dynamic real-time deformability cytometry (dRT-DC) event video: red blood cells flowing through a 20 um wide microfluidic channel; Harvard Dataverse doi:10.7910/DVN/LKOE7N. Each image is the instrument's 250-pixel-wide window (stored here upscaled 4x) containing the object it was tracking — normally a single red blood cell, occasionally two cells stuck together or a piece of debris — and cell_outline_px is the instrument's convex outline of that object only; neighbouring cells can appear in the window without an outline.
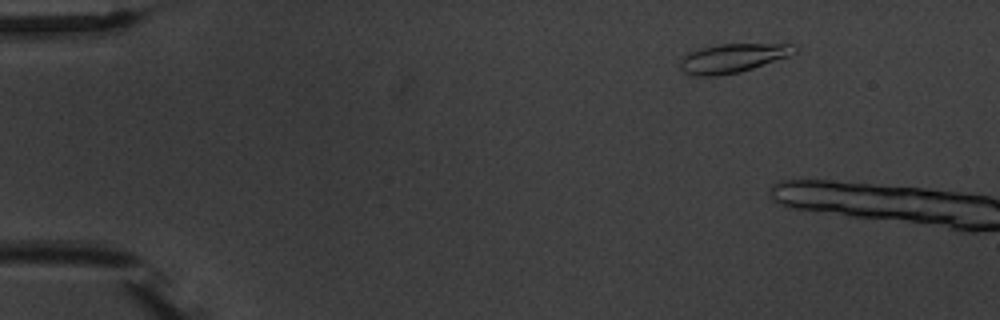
{"species": "common noctule bat (a hibernating species)", "species_latin": "Nyctalus noctula", "temperature_condition": "warm", "stored_images_in_passage": 2, "camera_frame_rate_fps": 3000, "um_per_image_px": 0.085, "animal": {"sex": "male", "body_mass_g": 20.1, "forearm_length_mm": 53.5}, "frame": {"image": 1, "passage_image": 1, "time_ms": 0.0, "image_size_px": [1000, 320], "cell_outline_px": [[796, 52], [792, 56], [740, 72], [716, 76], [688, 76], [680, 68], [680, 60], [688, 52], [700, 48], [716, 44], [792, 44], [796, 48]], "centroid_in_image_um": [62.26, 4.95], "position_along_channel_um": 22.7, "area_um2": 19.59}}